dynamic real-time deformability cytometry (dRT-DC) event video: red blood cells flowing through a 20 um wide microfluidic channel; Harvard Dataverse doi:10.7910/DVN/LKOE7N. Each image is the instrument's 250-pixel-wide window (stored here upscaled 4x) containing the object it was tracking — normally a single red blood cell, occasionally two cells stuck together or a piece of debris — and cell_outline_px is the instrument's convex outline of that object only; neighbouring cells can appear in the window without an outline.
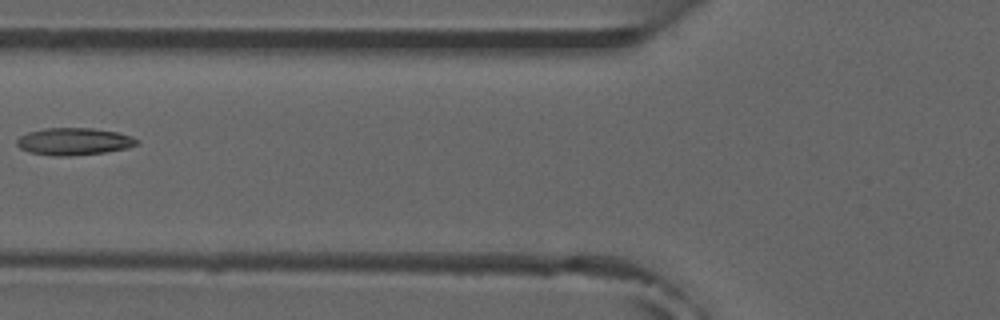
{"species": "common noctule bat (a hibernating species)", "species_latin": "Nyctalus noctula", "temperature_condition": "room temperature", "stored_images_in_passage": 7, "camera_frame_rate_fps": 3000, "um_per_image_px": 0.085, "animal": {"sex": "male", "forearm_length_mm": 52.5}, "frame": {"image": 1, "passage_image": 6, "time_ms": 6.0, "image_size_px": [1000, 320], "cell_outline_px": [[140, 144], [124, 148], [104, 152], [68, 156], [56, 156], [28, 152], [20, 148], [16, 144], [16, 140], [20, 136], [28, 132], [44, 128], [92, 128], [116, 132], [132, 136], [140, 140]], "centroid_in_image_um": [6.27, 12.02], "position_along_channel_um": 119.5, "area_um2": 19.02}}
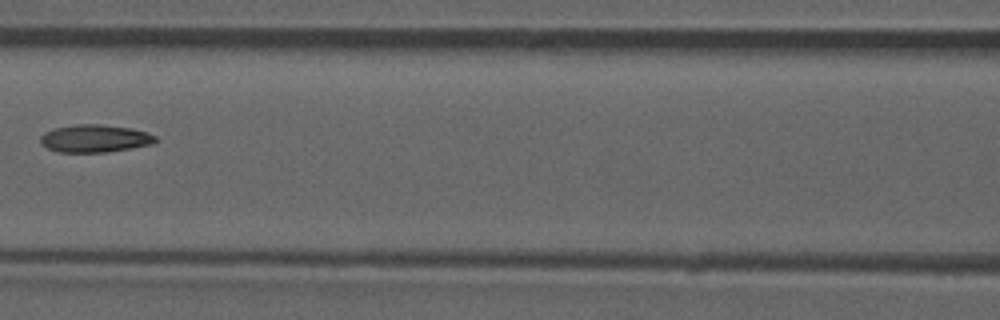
{"frame": {"image": 2, "passage_image": 7, "time_ms": 7.0, "image_size_px": [1000, 320], "cell_outline_px": [[156, 140], [152, 144], [132, 148], [104, 152], [60, 152], [48, 148], [40, 144], [40, 136], [44, 132], [52, 128], [76, 124], [100, 124], [132, 128], [148, 132], [156, 136]], "centroid_in_image_um": [8.04, 11.76], "position_along_channel_um": 158.6, "area_um2": 18.67}}